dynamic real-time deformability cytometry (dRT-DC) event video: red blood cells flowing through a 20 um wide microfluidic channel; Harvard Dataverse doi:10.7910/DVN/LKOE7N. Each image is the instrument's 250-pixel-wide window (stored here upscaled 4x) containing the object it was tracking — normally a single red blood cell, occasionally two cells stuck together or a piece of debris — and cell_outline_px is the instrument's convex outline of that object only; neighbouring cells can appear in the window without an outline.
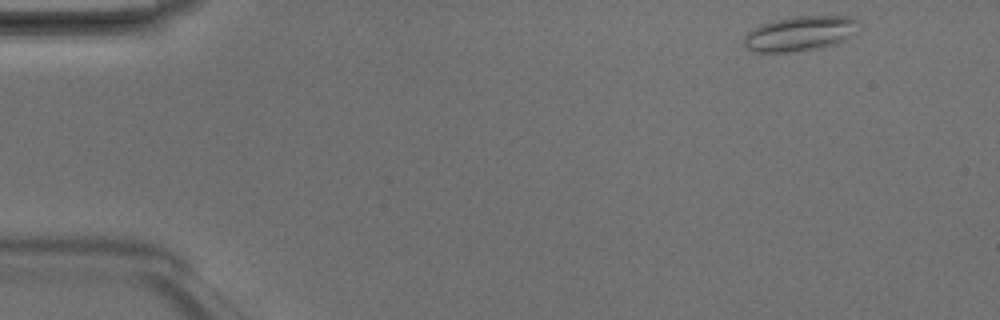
{"species": "Egyptian fruit bat (a non-hibernating species)", "species_latin": "Rousettus aegyptiacus", "temperature_condition": "room temperature", "stored_images_in_passage": 5, "camera_frame_rate_fps": 3000, "um_per_image_px": 0.085, "animal": {"sex": "male"}, "frame": {"image": 1, "passage_image": 1, "time_ms": 0.0, "image_size_px": [1000, 320], "cell_outline_px": [[856, 32], [844, 40], [836, 44], [824, 48], [792, 52], [756, 52], [744, 48], [744, 40], [748, 32], [760, 24], [792, 16], [852, 16], [856, 20]], "centroid_in_image_um": [67.99, 2.86], "position_along_channel_um": 17.0, "area_um2": 23.41}}